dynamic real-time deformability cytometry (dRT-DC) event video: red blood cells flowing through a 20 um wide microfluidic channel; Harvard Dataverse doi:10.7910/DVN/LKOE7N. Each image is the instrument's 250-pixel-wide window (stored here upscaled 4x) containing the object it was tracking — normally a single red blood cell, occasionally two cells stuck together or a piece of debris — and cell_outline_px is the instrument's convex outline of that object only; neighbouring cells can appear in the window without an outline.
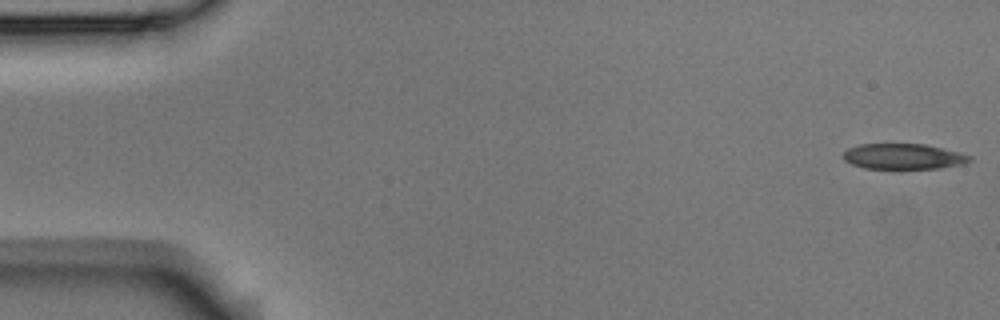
{"species": "Egyptian fruit bat (a non-hibernating species)", "species_latin": "Rousettus aegyptiacus", "temperature_condition": "room temperature", "stored_images_in_passage": 24, "camera_frame_rate_fps": 3000, "um_per_image_px": 0.085, "animal": {"sex": "male"}, "frame": {"image": 1, "passage_image": 1, "time_ms": 0.0, "image_size_px": [1000, 320], "cell_outline_px": [[972, 160], [964, 164], [940, 168], [864, 168], [852, 164], [844, 160], [844, 152], [848, 148], [860, 144], [924, 144], [960, 152], [972, 156]], "centroid_in_image_um": [76.82, 13.29], "position_along_channel_um": 8.2, "area_um2": 18.73}}
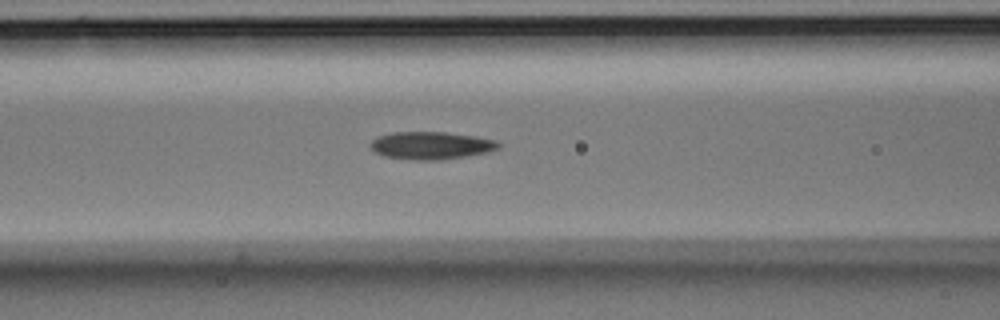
{"frame": {"image": 2, "passage_image": 21, "time_ms": 6.667, "image_size_px": [1000, 320], "cell_outline_px": [[500, 148], [488, 152], [440, 160], [416, 160], [384, 156], [376, 152], [368, 144], [376, 136], [392, 132], [444, 132], [476, 136], [496, 140], [500, 144]], "centroid_in_image_um": [36.63, 12.36], "position_along_channel_um": 130.0, "area_um2": 20.63}}
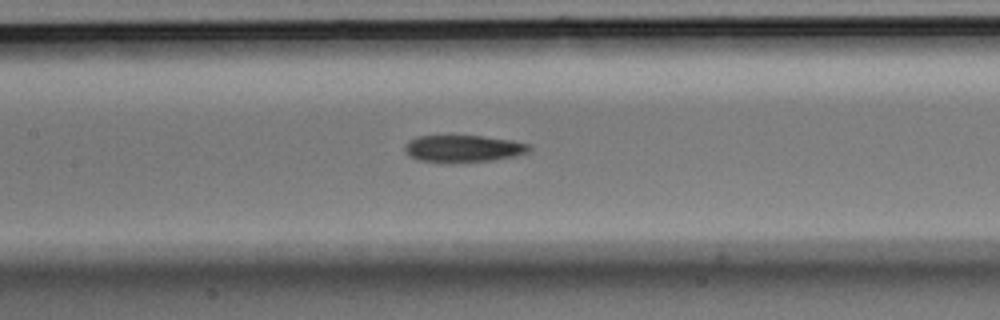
{"frame": {"image": 3, "passage_image": 24, "time_ms": 7.667, "image_size_px": [1000, 320], "cell_outline_px": [[532, 148], [528, 152], [516, 156], [492, 160], [452, 164], [440, 164], [416, 160], [404, 152], [404, 144], [408, 140], [416, 136], [480, 136], [512, 140], [532, 144]], "centroid_in_image_um": [39.33, 12.66], "position_along_channel_um": 168.1, "area_um2": 20.35}}